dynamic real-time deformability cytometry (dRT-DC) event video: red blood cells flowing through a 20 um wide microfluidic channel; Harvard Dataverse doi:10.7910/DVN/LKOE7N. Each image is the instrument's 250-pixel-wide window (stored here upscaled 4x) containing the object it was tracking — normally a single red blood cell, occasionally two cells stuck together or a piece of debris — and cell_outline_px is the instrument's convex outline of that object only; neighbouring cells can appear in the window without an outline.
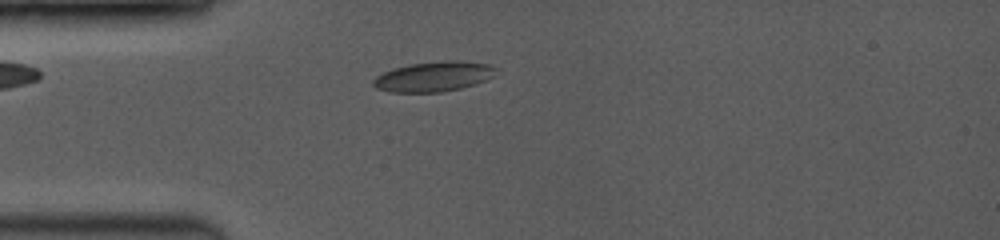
{"species": "common noctule bat (a hibernating species)", "species_latin": "Nyctalus noctula", "temperature_condition": "room temperature", "stored_images_in_passage": 41, "camera_frame_rate_fps": 3500, "um_per_image_px": 0.085, "animal": {"sex": "female", "body_mass_g": 19.0, "forearm_length_mm": 53.3}, "frame": {"image": 1, "passage_image": 3, "time_ms": 0.857, "image_size_px": [1000, 240], "cell_outline_px": [[496, 68], [492, 76], [476, 84], [460, 88], [440, 92], [388, 92], [376, 88], [372, 84], [372, 80], [376, 76], [384, 72], [396, 68], [412, 64], [488, 64]], "centroid_in_image_um": [36.74, 6.59], "position_along_channel_um": 48.3, "area_um2": 19.94}}
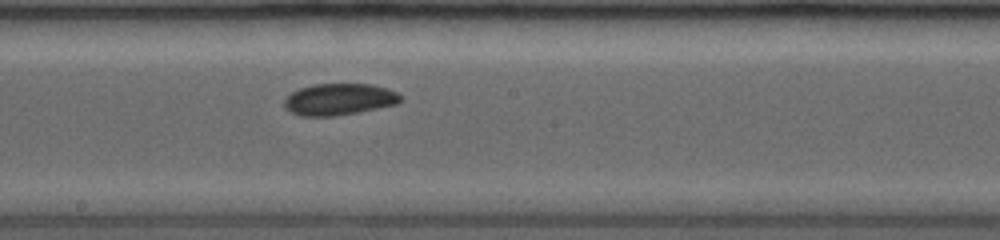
{"frame": {"image": 2, "passage_image": 17, "time_ms": 5.429, "image_size_px": [1000, 240], "cell_outline_px": [[404, 100], [396, 104], [336, 116], [300, 116], [288, 112], [284, 108], [284, 100], [292, 92], [300, 88], [316, 84], [372, 84], [388, 88], [404, 96]], "centroid_in_image_um": [28.83, 8.44], "position_along_channel_um": 219.4, "area_um2": 21.56}}
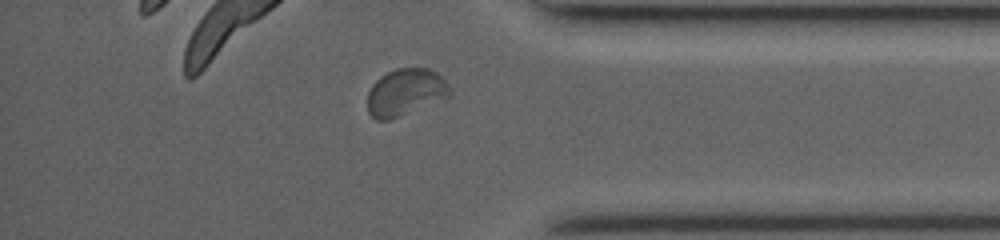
{"frame": {"image": 3, "passage_image": 33, "time_ms": 10.0, "image_size_px": [1000, 240], "cell_outline_px": [[452, 96], [444, 100], [400, 116], [388, 120], [376, 120], [368, 112], [368, 92], [372, 84], [380, 76], [396, 68], [428, 68], [436, 72], [452, 88]], "centroid_in_image_um": [34.5, 7.85], "position_along_channel_um": 400.7, "area_um2": 22.83}}